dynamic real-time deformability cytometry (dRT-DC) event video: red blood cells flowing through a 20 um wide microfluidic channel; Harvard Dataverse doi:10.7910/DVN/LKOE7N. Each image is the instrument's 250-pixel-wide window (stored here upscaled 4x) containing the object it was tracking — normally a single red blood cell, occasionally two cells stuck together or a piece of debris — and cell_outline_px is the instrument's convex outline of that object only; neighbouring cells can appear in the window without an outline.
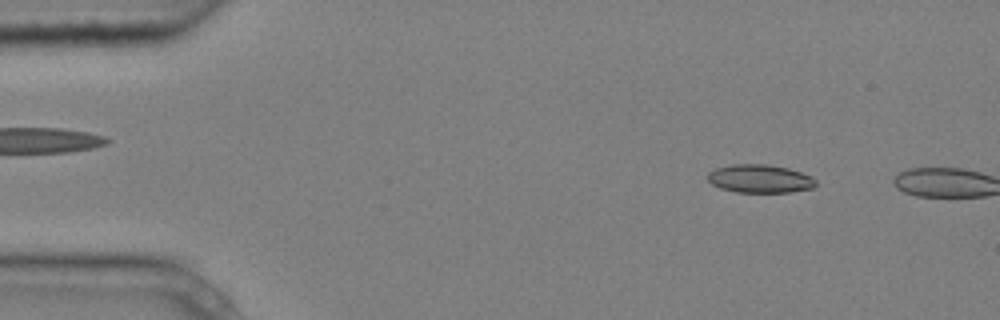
{"species": "common noctule bat (a hibernating species)", "species_latin": "Nyctalus noctula", "temperature_condition": "cold", "stored_images_in_passage": 2, "camera_frame_rate_fps": 3000, "um_per_image_px": 0.085, "animal": {"sex": "male", "body_mass_g": 20.4}, "frame": {"image": 1, "passage_image": 1, "time_ms": 0.0, "image_size_px": [1000, 320], "cell_outline_px": [[816, 184], [812, 188], [788, 192], [736, 192], [720, 188], [712, 184], [708, 180], [708, 172], [716, 168], [732, 164], [768, 164], [788, 168], [812, 176], [816, 180]], "centroid_in_image_um": [64.58, 15.18], "position_along_channel_um": 20.4, "area_um2": 17.8}}